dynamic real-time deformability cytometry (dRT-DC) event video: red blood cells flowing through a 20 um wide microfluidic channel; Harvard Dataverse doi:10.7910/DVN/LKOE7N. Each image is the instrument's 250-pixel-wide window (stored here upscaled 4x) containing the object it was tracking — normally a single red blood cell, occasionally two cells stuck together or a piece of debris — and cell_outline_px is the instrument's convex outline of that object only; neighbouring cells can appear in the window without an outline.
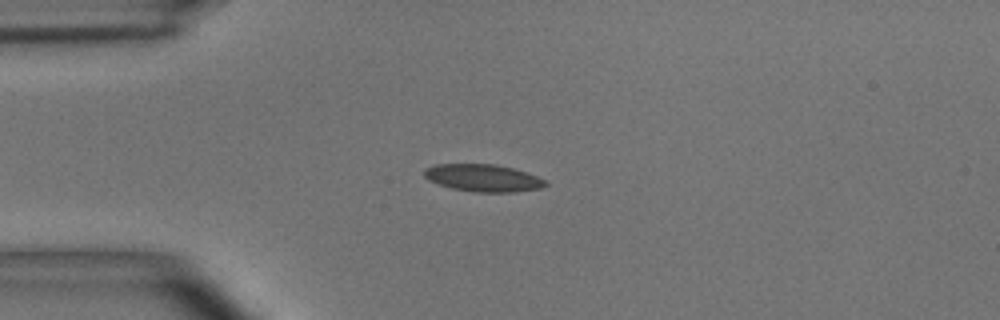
{"species": "common noctule bat (a hibernating species)", "species_latin": "Nyctalus noctula", "temperature_condition": "room temperature", "stored_images_in_passage": 10, "camera_frame_rate_fps": 3000, "um_per_image_px": 0.085, "animal": {"sex": "male", "body_mass_g": 15.6}, "frame": {"image": 1, "passage_image": 4, "time_ms": 1.0, "image_size_px": [1000, 320], "cell_outline_px": [[548, 184], [540, 188], [516, 192], [476, 192], [452, 188], [428, 180], [424, 176], [424, 168], [436, 164], [496, 164], [512, 168], [536, 176], [544, 180]], "centroid_in_image_um": [41.04, 15.12], "position_along_channel_um": 44.0, "area_um2": 19.13}}
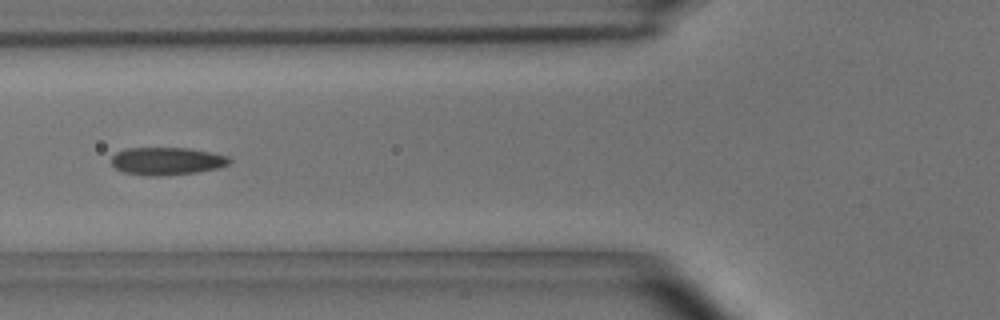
{"frame": {"image": 2, "passage_image": 6, "time_ms": 1.667, "image_size_px": [1000, 320], "cell_outline_px": [[232, 160], [228, 164], [216, 168], [196, 172], [160, 176], [148, 176], [124, 172], [116, 168], [112, 164], [112, 156], [116, 152], [124, 148], [188, 148], [228, 156]], "centroid_in_image_um": [14.15, 13.69], "position_along_channel_um": 111.7, "area_um2": 18.9}}